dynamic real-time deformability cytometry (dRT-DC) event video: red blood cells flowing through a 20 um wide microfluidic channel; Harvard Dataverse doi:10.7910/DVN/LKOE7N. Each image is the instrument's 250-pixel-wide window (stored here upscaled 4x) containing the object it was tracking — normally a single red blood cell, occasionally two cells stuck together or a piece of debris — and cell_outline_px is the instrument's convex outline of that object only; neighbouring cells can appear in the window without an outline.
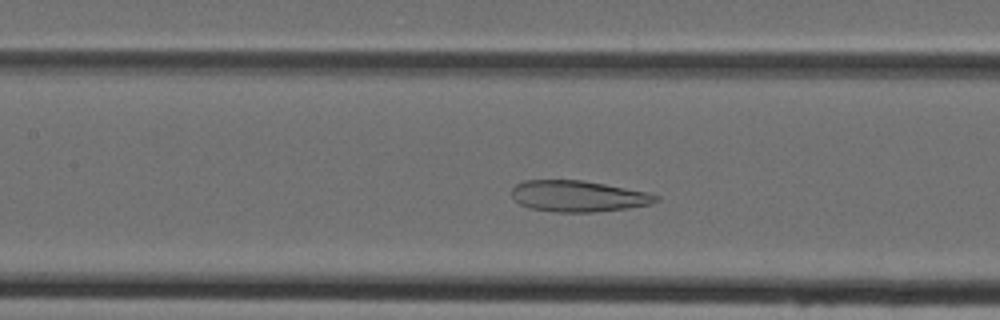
{"species": "Egyptian fruit bat (a non-hibernating species)", "species_latin": "Rousettus aegyptiacus", "temperature_condition": "cold", "stored_images_in_passage": 30, "camera_frame_rate_fps": 3000, "um_per_image_px": 0.085, "animal": {"sex": "female"}, "frame": {"image": 1, "passage_image": 15, "time_ms": 4.667, "image_size_px": [1000, 320], "cell_outline_px": [[660, 200], [652, 204], [628, 208], [592, 212], [556, 212], [532, 208], [520, 204], [512, 196], [512, 188], [516, 184], [524, 180], [580, 180], [604, 184], [648, 192], [660, 196]], "centroid_in_image_um": [49.18, 16.67], "position_along_channel_um": 158.2, "area_um2": 26.13}}
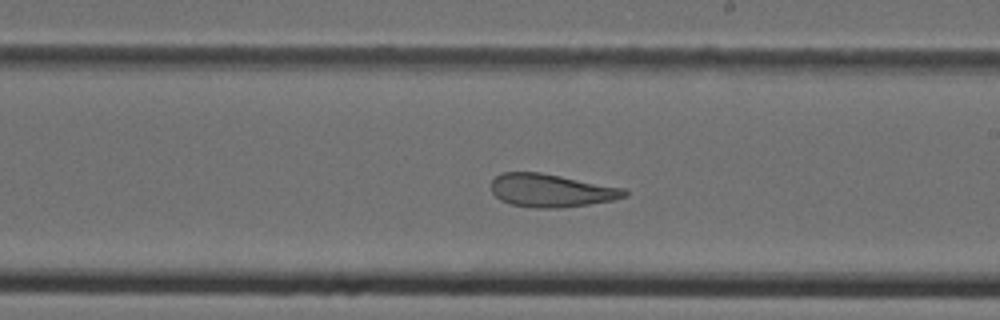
{"frame": {"image": 2, "passage_image": 21, "time_ms": 6.667, "image_size_px": [1000, 320], "cell_outline_px": [[628, 196], [612, 200], [588, 204], [560, 208], [532, 208], [512, 204], [500, 200], [492, 192], [492, 180], [496, 176], [504, 172], [540, 172], [624, 188], [628, 192]], "centroid_in_image_um": [46.85, 16.19], "position_along_channel_um": 242.2, "area_um2": 25.61}}
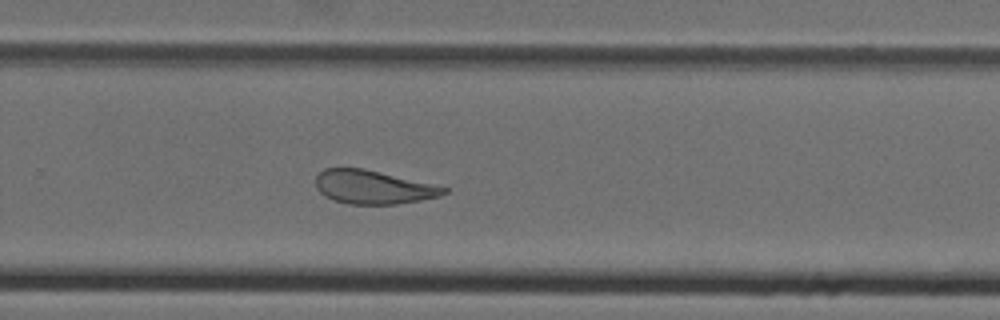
{"frame": {"image": 3, "passage_image": 25, "time_ms": 8.0, "image_size_px": [1000, 320], "cell_outline_px": [[448, 192], [440, 196], [420, 200], [396, 204], [348, 204], [332, 200], [324, 196], [316, 188], [316, 176], [324, 168], [364, 168], [448, 188]], "centroid_in_image_um": [31.68, 15.91], "position_along_channel_um": 298.1, "area_um2": 24.97}}